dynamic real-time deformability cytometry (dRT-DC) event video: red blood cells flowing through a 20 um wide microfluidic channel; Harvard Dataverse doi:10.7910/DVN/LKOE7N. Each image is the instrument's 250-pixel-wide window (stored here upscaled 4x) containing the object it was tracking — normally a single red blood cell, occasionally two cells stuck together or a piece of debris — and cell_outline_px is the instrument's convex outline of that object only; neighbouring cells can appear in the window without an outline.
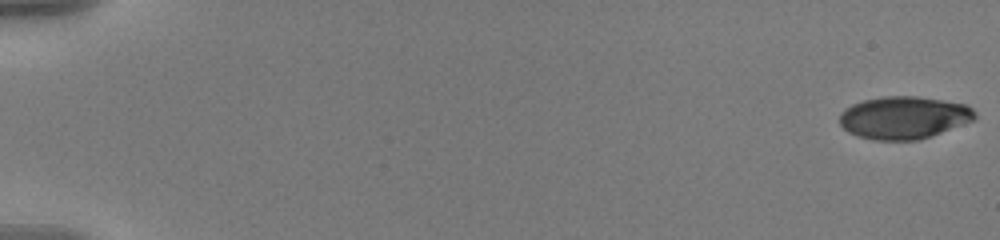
{"species": "human", "species_latin": "Homo sapiens", "temperature_condition": "warm", "stored_images_in_passage": 58, "camera_frame_rate_fps": 3000, "um_per_image_px": 0.085, "donor": {"sex": "male"}, "frame": {"image": 1, "passage_image": 1, "time_ms": 0.0, "image_size_px": [1000, 240], "cell_outline_px": [[976, 120], [920, 140], [872, 140], [848, 132], [840, 124], [840, 112], [844, 108], [852, 104], [864, 100], [884, 96], [916, 96], [968, 104], [976, 112]], "centroid_in_image_um": [76.86, 9.99], "position_along_channel_um": 8.1, "area_um2": 33.81}}
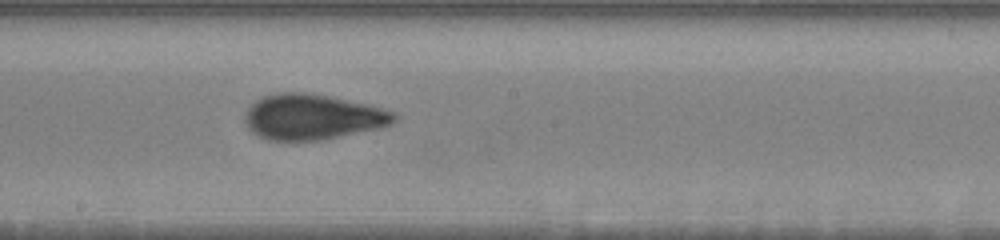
{"frame": {"image": 2, "passage_image": 34, "time_ms": 11.0, "image_size_px": [1000, 240], "cell_outline_px": [[396, 120], [392, 124], [384, 128], [320, 140], [268, 140], [252, 132], [244, 124], [244, 116], [248, 108], [256, 100], [264, 96], [276, 92], [304, 92], [328, 96], [368, 104], [396, 112]], "centroid_in_image_um": [26.58, 9.94], "position_along_channel_um": 221.6, "area_um2": 39.77}}
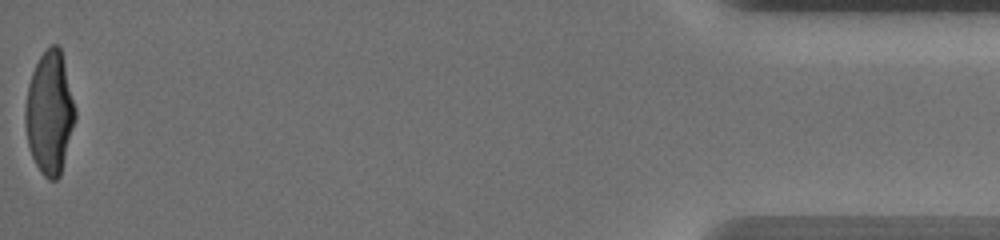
{"frame": {"image": 3, "passage_image": 58, "time_ms": 19.0, "image_size_px": [1000, 240], "cell_outline_px": [[76, 120], [60, 176], [56, 180], [48, 180], [40, 172], [32, 156], [28, 144], [24, 124], [24, 112], [28, 84], [32, 72], [40, 56], [52, 44], [56, 44], [60, 48], [76, 108]], "centroid_in_image_um": [4.22, 9.62], "position_along_channel_um": 431.0, "area_um2": 35.78}, "authors_computed_cell_mechanics": {"area_um2": 36.3562, "velocity_mm_per_s": 3.6178, "shape_relaxation_time_tau1_ms": 6.0345, "shape_relaxation_time_tau2_ms": 0.741, "deformation_change_tau1": 0.2277, "deformation_change_tau2": 0.0644}}